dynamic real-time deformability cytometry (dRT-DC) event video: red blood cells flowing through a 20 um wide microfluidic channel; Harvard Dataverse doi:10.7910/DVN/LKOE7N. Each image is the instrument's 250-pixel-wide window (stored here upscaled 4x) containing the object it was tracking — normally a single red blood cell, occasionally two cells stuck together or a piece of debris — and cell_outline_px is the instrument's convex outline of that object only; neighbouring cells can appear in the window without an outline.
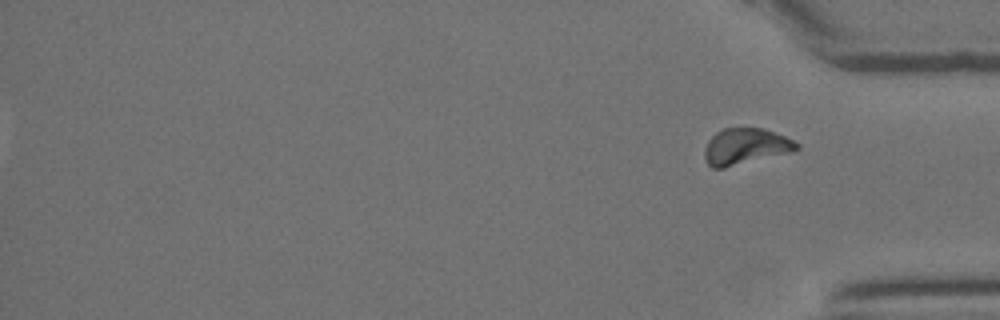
{"species": "Egyptian fruit bat (a non-hibernating species)", "species_latin": "Rousettus aegyptiacus", "temperature_condition": "room temperature", "stored_images_in_passage": 39, "segment_of_instrument_passage": [2, 2], "camera_frame_rate_fps": 3000, "um_per_image_px": 0.085, "animal": {"sex": "female"}, "frame": {"image": 1, "passage_image": 39, "time_ms": 12.667, "image_size_px": [1000, 320], "cell_outline_px": [[800, 148], [792, 152], [724, 168], [712, 168], [708, 164], [704, 156], [704, 148], [708, 140], [716, 132], [724, 128], [764, 128], [784, 136], [800, 144]], "centroid_in_image_um": [63.36, 12.45], "position_along_channel_um": 371.8, "area_um2": 19.48}}